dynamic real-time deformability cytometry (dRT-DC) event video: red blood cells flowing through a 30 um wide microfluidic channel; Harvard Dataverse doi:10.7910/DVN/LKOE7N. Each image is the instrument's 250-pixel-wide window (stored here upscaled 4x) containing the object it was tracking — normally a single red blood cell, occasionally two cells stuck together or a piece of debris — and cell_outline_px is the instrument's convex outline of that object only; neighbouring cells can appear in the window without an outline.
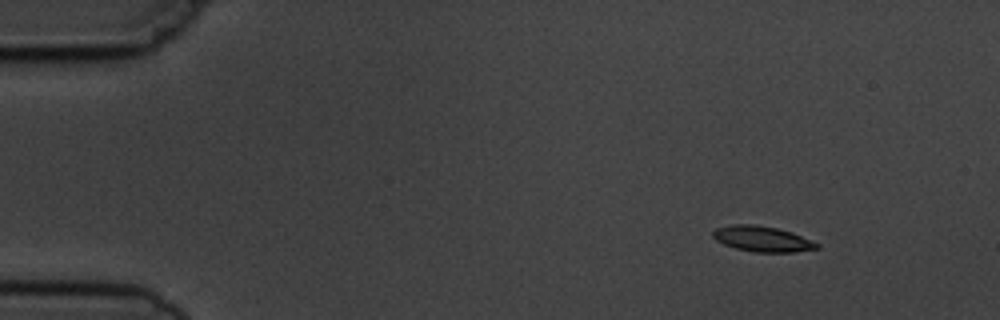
{"species": "common noctule bat (a hibernating species)", "species_latin": "Nyctalus noctula", "temperature_condition": "cold", "stored_images_in_passage": 3, "camera_frame_rate_fps": 3000, "um_per_image_px": 0.085, "animal": {"sex": "male", "body_mass_g": 19.5, "forearm_length_mm": 54.6}, "frame": {"image": 1, "passage_image": 1, "time_ms": 0.0, "image_size_px": [1000, 320], "cell_outline_px": [[820, 248], [792, 252], [756, 252], [736, 248], [724, 244], [716, 240], [712, 236], [712, 232], [716, 228], [732, 224], [756, 224], [776, 228], [792, 232], [820, 244]], "centroid_in_image_um": [64.79, 20.3], "position_along_channel_um": 20.2, "area_um2": 15.43}}